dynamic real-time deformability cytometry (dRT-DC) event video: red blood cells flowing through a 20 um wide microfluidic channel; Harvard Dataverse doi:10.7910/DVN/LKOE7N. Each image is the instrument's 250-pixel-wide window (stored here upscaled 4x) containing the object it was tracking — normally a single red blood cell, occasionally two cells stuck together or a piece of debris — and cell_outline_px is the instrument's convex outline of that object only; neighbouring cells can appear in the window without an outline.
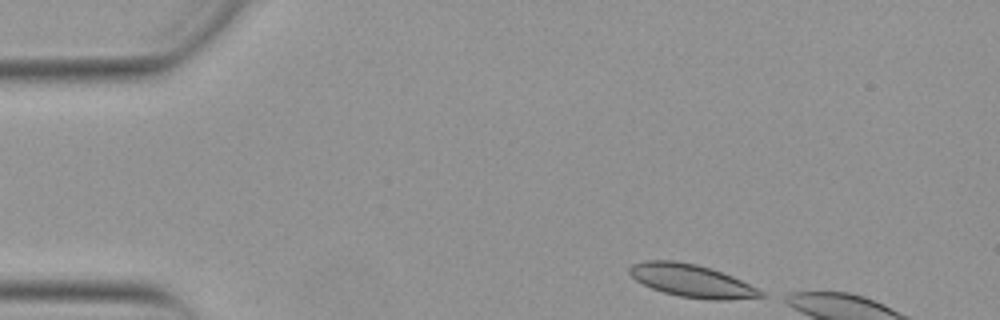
{"species": "Egyptian fruit bat (a non-hibernating species)", "species_latin": "Rousettus aegyptiacus", "temperature_condition": "warm", "stored_images_in_passage": 6, "camera_frame_rate_fps": 3000, "um_per_image_px": 0.085, "animal": {"sex": "female"}, "frame": {"image": 1, "passage_image": 1, "time_ms": 0.0, "image_size_px": [1000, 320], "cell_outline_px": [[768, 296], [724, 300], [708, 300], [680, 296], [664, 292], [652, 288], [636, 280], [628, 272], [628, 268], [632, 264], [644, 260], [676, 260], [696, 264], [732, 276], [764, 292]], "centroid_in_image_um": [58.77, 23.86], "position_along_channel_um": 26.2, "area_um2": 24.85}}